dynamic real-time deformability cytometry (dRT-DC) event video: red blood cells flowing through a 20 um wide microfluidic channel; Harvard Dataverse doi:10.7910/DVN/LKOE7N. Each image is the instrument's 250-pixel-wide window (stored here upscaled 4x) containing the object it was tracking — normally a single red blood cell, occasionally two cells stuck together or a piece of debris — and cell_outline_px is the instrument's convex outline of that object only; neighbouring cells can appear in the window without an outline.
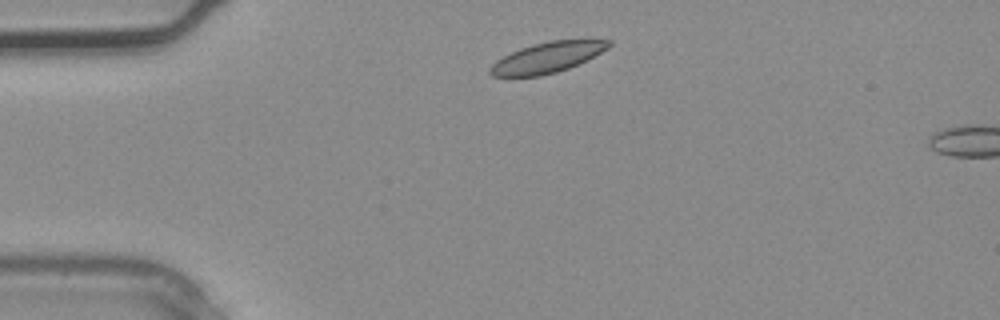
{"species": "common noctule bat (a hibernating species)", "species_latin": "Nyctalus noctula", "temperature_condition": "warm", "stored_images_in_passage": 2, "camera_frame_rate_fps": 3000, "um_per_image_px": 0.085, "animal": {"sex": "male", "body_mass_g": 20.4}, "frame": {"image": 1, "passage_image": 1, "time_ms": 0.0, "image_size_px": [1000, 320], "cell_outline_px": [[612, 44], [608, 48], [588, 60], [568, 68], [556, 72], [540, 76], [492, 76], [488, 72], [488, 68], [496, 60], [520, 48], [552, 40], [612, 40]], "centroid_in_image_um": [46.52, 4.89], "position_along_channel_um": 38.5, "area_um2": 20.92}}